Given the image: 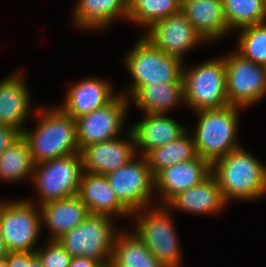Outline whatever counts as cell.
<instances>
[{"label": "cell", "instance_id": "obj_19", "mask_svg": "<svg viewBox=\"0 0 266 267\" xmlns=\"http://www.w3.org/2000/svg\"><path fill=\"white\" fill-rule=\"evenodd\" d=\"M77 196L86 205L89 214L131 216L119 201L105 175L83 172Z\"/></svg>", "mask_w": 266, "mask_h": 267}, {"label": "cell", "instance_id": "obj_32", "mask_svg": "<svg viewBox=\"0 0 266 267\" xmlns=\"http://www.w3.org/2000/svg\"><path fill=\"white\" fill-rule=\"evenodd\" d=\"M6 267H43L41 260L36 255L35 251L8 252L6 257Z\"/></svg>", "mask_w": 266, "mask_h": 267}, {"label": "cell", "instance_id": "obj_14", "mask_svg": "<svg viewBox=\"0 0 266 267\" xmlns=\"http://www.w3.org/2000/svg\"><path fill=\"white\" fill-rule=\"evenodd\" d=\"M128 139L119 137L80 150L83 171L106 175L126 165L136 154L132 132L128 131Z\"/></svg>", "mask_w": 266, "mask_h": 267}, {"label": "cell", "instance_id": "obj_20", "mask_svg": "<svg viewBox=\"0 0 266 267\" xmlns=\"http://www.w3.org/2000/svg\"><path fill=\"white\" fill-rule=\"evenodd\" d=\"M187 129L166 114L145 113L144 119L134 124L130 131L135 149H143L140 155L145 156L152 149L177 139Z\"/></svg>", "mask_w": 266, "mask_h": 267}, {"label": "cell", "instance_id": "obj_31", "mask_svg": "<svg viewBox=\"0 0 266 267\" xmlns=\"http://www.w3.org/2000/svg\"><path fill=\"white\" fill-rule=\"evenodd\" d=\"M44 249H36L43 267H69L72 256L57 240H49ZM43 249V250H42Z\"/></svg>", "mask_w": 266, "mask_h": 267}, {"label": "cell", "instance_id": "obj_11", "mask_svg": "<svg viewBox=\"0 0 266 267\" xmlns=\"http://www.w3.org/2000/svg\"><path fill=\"white\" fill-rule=\"evenodd\" d=\"M132 158L126 165L106 174L119 201L131 212L150 207L154 192V176L145 156Z\"/></svg>", "mask_w": 266, "mask_h": 267}, {"label": "cell", "instance_id": "obj_34", "mask_svg": "<svg viewBox=\"0 0 266 267\" xmlns=\"http://www.w3.org/2000/svg\"><path fill=\"white\" fill-rule=\"evenodd\" d=\"M69 267H104L99 261L83 256L72 257Z\"/></svg>", "mask_w": 266, "mask_h": 267}, {"label": "cell", "instance_id": "obj_8", "mask_svg": "<svg viewBox=\"0 0 266 267\" xmlns=\"http://www.w3.org/2000/svg\"><path fill=\"white\" fill-rule=\"evenodd\" d=\"M83 165L80 153L34 165L32 181L40 194V204L78 194Z\"/></svg>", "mask_w": 266, "mask_h": 267}, {"label": "cell", "instance_id": "obj_23", "mask_svg": "<svg viewBox=\"0 0 266 267\" xmlns=\"http://www.w3.org/2000/svg\"><path fill=\"white\" fill-rule=\"evenodd\" d=\"M74 12L76 27L102 30L108 27L115 18H128L126 0H77Z\"/></svg>", "mask_w": 266, "mask_h": 267}, {"label": "cell", "instance_id": "obj_12", "mask_svg": "<svg viewBox=\"0 0 266 267\" xmlns=\"http://www.w3.org/2000/svg\"><path fill=\"white\" fill-rule=\"evenodd\" d=\"M128 103L129 99L118 93L109 104L75 119L79 150L119 137Z\"/></svg>", "mask_w": 266, "mask_h": 267}, {"label": "cell", "instance_id": "obj_33", "mask_svg": "<svg viewBox=\"0 0 266 267\" xmlns=\"http://www.w3.org/2000/svg\"><path fill=\"white\" fill-rule=\"evenodd\" d=\"M22 136L16 128L0 125V154Z\"/></svg>", "mask_w": 266, "mask_h": 267}, {"label": "cell", "instance_id": "obj_5", "mask_svg": "<svg viewBox=\"0 0 266 267\" xmlns=\"http://www.w3.org/2000/svg\"><path fill=\"white\" fill-rule=\"evenodd\" d=\"M182 81L184 104L195 112L229 105L224 57L203 62L191 69L183 66Z\"/></svg>", "mask_w": 266, "mask_h": 267}, {"label": "cell", "instance_id": "obj_3", "mask_svg": "<svg viewBox=\"0 0 266 267\" xmlns=\"http://www.w3.org/2000/svg\"><path fill=\"white\" fill-rule=\"evenodd\" d=\"M240 108L228 105L196 111L199 119L192 135L197 156L212 165L217 159L240 147L236 138Z\"/></svg>", "mask_w": 266, "mask_h": 267}, {"label": "cell", "instance_id": "obj_24", "mask_svg": "<svg viewBox=\"0 0 266 267\" xmlns=\"http://www.w3.org/2000/svg\"><path fill=\"white\" fill-rule=\"evenodd\" d=\"M131 98L146 113L166 114L184 101L183 83L144 85Z\"/></svg>", "mask_w": 266, "mask_h": 267}, {"label": "cell", "instance_id": "obj_2", "mask_svg": "<svg viewBox=\"0 0 266 267\" xmlns=\"http://www.w3.org/2000/svg\"><path fill=\"white\" fill-rule=\"evenodd\" d=\"M39 122L34 131L22 132L29 146L33 164L80 153L76 120L58 106L36 110Z\"/></svg>", "mask_w": 266, "mask_h": 267}, {"label": "cell", "instance_id": "obj_15", "mask_svg": "<svg viewBox=\"0 0 266 267\" xmlns=\"http://www.w3.org/2000/svg\"><path fill=\"white\" fill-rule=\"evenodd\" d=\"M211 174V164L197 156L192 160L171 165L154 177V189L166 205L174 196L201 183Z\"/></svg>", "mask_w": 266, "mask_h": 267}, {"label": "cell", "instance_id": "obj_25", "mask_svg": "<svg viewBox=\"0 0 266 267\" xmlns=\"http://www.w3.org/2000/svg\"><path fill=\"white\" fill-rule=\"evenodd\" d=\"M110 267H164L133 232L118 233Z\"/></svg>", "mask_w": 266, "mask_h": 267}, {"label": "cell", "instance_id": "obj_17", "mask_svg": "<svg viewBox=\"0 0 266 267\" xmlns=\"http://www.w3.org/2000/svg\"><path fill=\"white\" fill-rule=\"evenodd\" d=\"M181 12L205 42L230 32L222 0H181Z\"/></svg>", "mask_w": 266, "mask_h": 267}, {"label": "cell", "instance_id": "obj_18", "mask_svg": "<svg viewBox=\"0 0 266 267\" xmlns=\"http://www.w3.org/2000/svg\"><path fill=\"white\" fill-rule=\"evenodd\" d=\"M9 75L0 82V125L25 130V120L30 113L31 98L21 74Z\"/></svg>", "mask_w": 266, "mask_h": 267}, {"label": "cell", "instance_id": "obj_26", "mask_svg": "<svg viewBox=\"0 0 266 267\" xmlns=\"http://www.w3.org/2000/svg\"><path fill=\"white\" fill-rule=\"evenodd\" d=\"M187 129L177 139L149 151L145 158L155 177L163 169L197 157L193 135Z\"/></svg>", "mask_w": 266, "mask_h": 267}, {"label": "cell", "instance_id": "obj_36", "mask_svg": "<svg viewBox=\"0 0 266 267\" xmlns=\"http://www.w3.org/2000/svg\"><path fill=\"white\" fill-rule=\"evenodd\" d=\"M0 267H6V260H5V258L0 259Z\"/></svg>", "mask_w": 266, "mask_h": 267}, {"label": "cell", "instance_id": "obj_4", "mask_svg": "<svg viewBox=\"0 0 266 267\" xmlns=\"http://www.w3.org/2000/svg\"><path fill=\"white\" fill-rule=\"evenodd\" d=\"M124 60L127 70L133 77L129 92L121 93L128 99L144 85L183 83V60L160 51L144 36L137 41Z\"/></svg>", "mask_w": 266, "mask_h": 267}, {"label": "cell", "instance_id": "obj_10", "mask_svg": "<svg viewBox=\"0 0 266 267\" xmlns=\"http://www.w3.org/2000/svg\"><path fill=\"white\" fill-rule=\"evenodd\" d=\"M224 59L229 105L252 106L266 95V66L245 59L237 52Z\"/></svg>", "mask_w": 266, "mask_h": 267}, {"label": "cell", "instance_id": "obj_16", "mask_svg": "<svg viewBox=\"0 0 266 267\" xmlns=\"http://www.w3.org/2000/svg\"><path fill=\"white\" fill-rule=\"evenodd\" d=\"M117 96L112 90L111 83L90 77L73 84L68 90L62 106L60 104L58 107L73 119H77L109 104Z\"/></svg>", "mask_w": 266, "mask_h": 267}, {"label": "cell", "instance_id": "obj_35", "mask_svg": "<svg viewBox=\"0 0 266 267\" xmlns=\"http://www.w3.org/2000/svg\"><path fill=\"white\" fill-rule=\"evenodd\" d=\"M8 253V250L4 243V238L0 232V259L5 258Z\"/></svg>", "mask_w": 266, "mask_h": 267}, {"label": "cell", "instance_id": "obj_7", "mask_svg": "<svg viewBox=\"0 0 266 267\" xmlns=\"http://www.w3.org/2000/svg\"><path fill=\"white\" fill-rule=\"evenodd\" d=\"M168 208L153 205L152 209L145 207L134 211L132 215L137 213L134 232L164 267H179L181 249Z\"/></svg>", "mask_w": 266, "mask_h": 267}, {"label": "cell", "instance_id": "obj_21", "mask_svg": "<svg viewBox=\"0 0 266 267\" xmlns=\"http://www.w3.org/2000/svg\"><path fill=\"white\" fill-rule=\"evenodd\" d=\"M41 225L51 231L50 240H58L80 225L88 216L86 205L76 195L40 205Z\"/></svg>", "mask_w": 266, "mask_h": 267}, {"label": "cell", "instance_id": "obj_27", "mask_svg": "<svg viewBox=\"0 0 266 267\" xmlns=\"http://www.w3.org/2000/svg\"><path fill=\"white\" fill-rule=\"evenodd\" d=\"M34 164L28 143L21 136L0 154V179L19 181L33 176Z\"/></svg>", "mask_w": 266, "mask_h": 267}, {"label": "cell", "instance_id": "obj_13", "mask_svg": "<svg viewBox=\"0 0 266 267\" xmlns=\"http://www.w3.org/2000/svg\"><path fill=\"white\" fill-rule=\"evenodd\" d=\"M145 30L144 37L155 47L182 60L186 52L204 41L181 11L156 21Z\"/></svg>", "mask_w": 266, "mask_h": 267}, {"label": "cell", "instance_id": "obj_28", "mask_svg": "<svg viewBox=\"0 0 266 267\" xmlns=\"http://www.w3.org/2000/svg\"><path fill=\"white\" fill-rule=\"evenodd\" d=\"M181 11V0H131L128 20L149 28L153 23Z\"/></svg>", "mask_w": 266, "mask_h": 267}, {"label": "cell", "instance_id": "obj_29", "mask_svg": "<svg viewBox=\"0 0 266 267\" xmlns=\"http://www.w3.org/2000/svg\"><path fill=\"white\" fill-rule=\"evenodd\" d=\"M222 3L231 31L266 23V0H222Z\"/></svg>", "mask_w": 266, "mask_h": 267}, {"label": "cell", "instance_id": "obj_6", "mask_svg": "<svg viewBox=\"0 0 266 267\" xmlns=\"http://www.w3.org/2000/svg\"><path fill=\"white\" fill-rule=\"evenodd\" d=\"M111 219L108 215L89 214L80 225L57 241L72 257H87L99 261L104 267H110L115 240L119 233L116 227H113Z\"/></svg>", "mask_w": 266, "mask_h": 267}, {"label": "cell", "instance_id": "obj_22", "mask_svg": "<svg viewBox=\"0 0 266 267\" xmlns=\"http://www.w3.org/2000/svg\"><path fill=\"white\" fill-rule=\"evenodd\" d=\"M227 203L223 200L218 181L211 173L201 183L174 196L165 206L195 214L217 213Z\"/></svg>", "mask_w": 266, "mask_h": 267}, {"label": "cell", "instance_id": "obj_9", "mask_svg": "<svg viewBox=\"0 0 266 267\" xmlns=\"http://www.w3.org/2000/svg\"><path fill=\"white\" fill-rule=\"evenodd\" d=\"M38 208L31 200L0 203V232L8 252L36 251L42 226Z\"/></svg>", "mask_w": 266, "mask_h": 267}, {"label": "cell", "instance_id": "obj_1", "mask_svg": "<svg viewBox=\"0 0 266 267\" xmlns=\"http://www.w3.org/2000/svg\"><path fill=\"white\" fill-rule=\"evenodd\" d=\"M223 200L254 201L266 194V166L240 146L211 165Z\"/></svg>", "mask_w": 266, "mask_h": 267}, {"label": "cell", "instance_id": "obj_30", "mask_svg": "<svg viewBox=\"0 0 266 267\" xmlns=\"http://www.w3.org/2000/svg\"><path fill=\"white\" fill-rule=\"evenodd\" d=\"M238 30L241 33L237 53L256 64L266 66V23L250 25Z\"/></svg>", "mask_w": 266, "mask_h": 267}]
</instances>
